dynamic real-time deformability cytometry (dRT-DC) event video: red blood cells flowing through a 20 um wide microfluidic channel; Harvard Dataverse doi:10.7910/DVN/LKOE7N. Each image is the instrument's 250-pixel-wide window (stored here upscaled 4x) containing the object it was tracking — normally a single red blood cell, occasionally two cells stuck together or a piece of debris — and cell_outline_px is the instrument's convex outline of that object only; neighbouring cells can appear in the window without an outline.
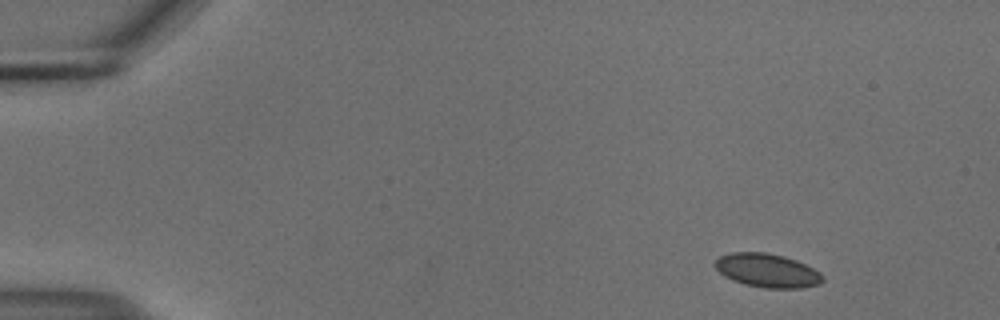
{"species": "common noctule bat (a hibernating species)", "species_latin": "Nyctalus noctula", "temperature_condition": "cold", "stored_images_in_passage": 21, "camera_frame_rate_fps": 3000, "um_per_image_px": 0.085, "animal": {"sex": "male", "body_mass_g": 18.8}, "frame": {"image": 1, "passage_image": 1, "time_ms": 0.0, "image_size_px": [1000, 320], "cell_outline_px": [[824, 280], [820, 284], [800, 288], [764, 288], [744, 284], [732, 280], [724, 276], [712, 264], [720, 256], [732, 252], [764, 252], [784, 256], [796, 260], [820, 272], [824, 276]], "centroid_in_image_um": [65.21, 22.99], "position_along_channel_um": 19.8, "area_um2": 21.21}}